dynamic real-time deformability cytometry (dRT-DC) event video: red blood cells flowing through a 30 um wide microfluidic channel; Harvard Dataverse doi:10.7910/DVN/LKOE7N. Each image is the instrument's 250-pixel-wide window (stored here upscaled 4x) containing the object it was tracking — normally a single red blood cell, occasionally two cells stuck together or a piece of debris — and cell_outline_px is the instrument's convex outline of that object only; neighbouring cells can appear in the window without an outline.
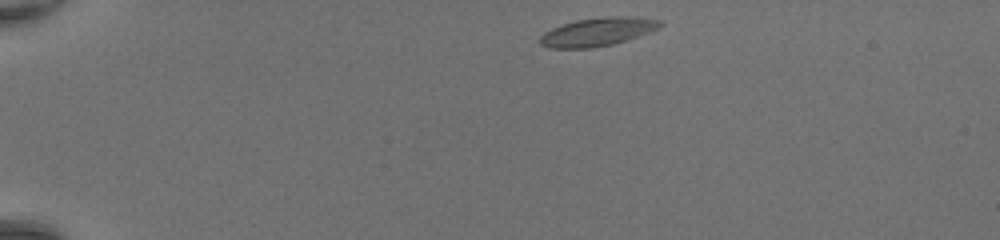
{"species": "common noctule bat (a hibernating species)", "species_latin": "Nyctalus noctula", "temperature_condition": "room temperature", "stored_images_in_passage": 40, "camera_frame_rate_fps": 3000, "um_per_image_px": 0.085, "animal": {"sex": "female", "body_mass_g": 20.0, "forearm_length_mm": 54.0}, "frame": {"image": 1, "passage_image": 1, "time_ms": 0.0, "image_size_px": [1000, 240], "cell_outline_px": [[664, 24], [660, 28], [628, 40], [612, 44], [592, 48], [548, 48], [540, 44], [540, 36], [544, 32], [552, 28], [576, 20], [604, 16], [628, 16], [660, 20]], "centroid_in_image_um": [50.81, 2.7], "position_along_channel_um": 34.2, "area_um2": 19.94}}
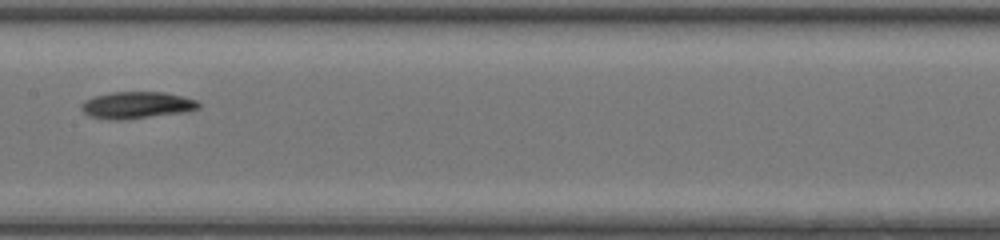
{"frame": {"image": 2, "passage_image": 18, "time_ms": 5.667, "image_size_px": [1000, 240], "cell_outline_px": [[200, 108], [188, 112], [120, 120], [108, 120], [88, 116], [80, 108], [80, 104], [84, 100], [96, 96], [112, 92], [164, 92], [196, 100], [200, 104]], "centroid_in_image_um": [11.6, 8.95], "position_along_channel_um": 195.8, "area_um2": 18.44}}
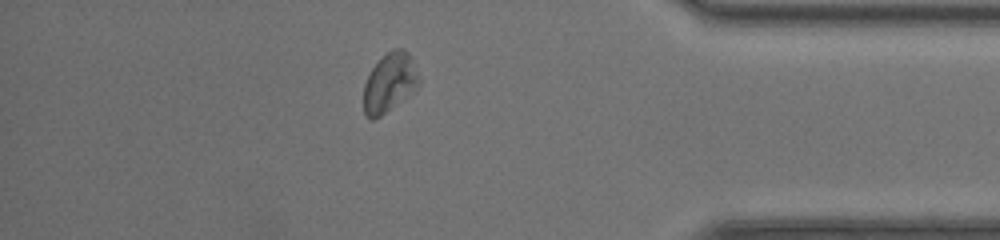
{"frame": {"image": 3, "passage_image": 34, "time_ms": 11.0, "image_size_px": [1000, 240], "cell_outline_px": [[420, 84], [408, 96], [380, 116], [372, 120], [364, 116], [364, 84], [372, 68], [392, 48], [404, 48], [412, 56], [420, 80]], "centroid_in_image_um": [33.13, 7.02], "position_along_channel_um": 402.1, "area_um2": 19.02}, "authors_computed_cell_mechanics": {"area_um2": 18.6405, "velocity_mm_per_s": 4.3125, "shape_relaxation_time_tau1_ms": 1.4759, "shape_relaxation_time_tau2_ms": 2.6129, "deformation_change_tau1": 0.087, "deformation_change_tau2": 0.0854}}